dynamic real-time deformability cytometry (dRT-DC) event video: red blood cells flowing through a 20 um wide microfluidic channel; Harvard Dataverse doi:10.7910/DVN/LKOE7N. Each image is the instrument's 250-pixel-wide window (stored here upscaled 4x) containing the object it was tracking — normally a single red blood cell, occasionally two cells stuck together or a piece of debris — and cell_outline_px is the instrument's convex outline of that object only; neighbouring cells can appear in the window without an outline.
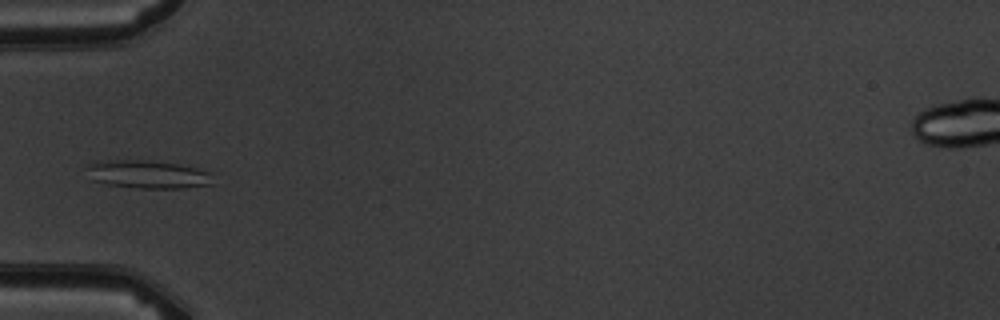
{"species": "common noctule bat (a hibernating species)", "species_latin": "Nyctalus noctula", "temperature_condition": "warm", "stored_images_in_passage": 6, "camera_frame_rate_fps": 3000, "um_per_image_px": 0.085, "animal": {"sex": "male", "body_mass_g": 19.5, "forearm_length_mm": 54.6}, "frame": {"image": 1, "passage_image": 5, "time_ms": 5.667, "image_size_px": [1000, 320], "cell_outline_px": [[216, 184], [180, 188], [140, 188], [108, 184], [92, 180], [88, 168], [88, 164], [108, 160], [144, 160], [176, 164], [196, 168], [208, 172]], "centroid_in_image_um": [12.6, 14.83], "position_along_channel_um": 72.4, "area_um2": 20.29}}
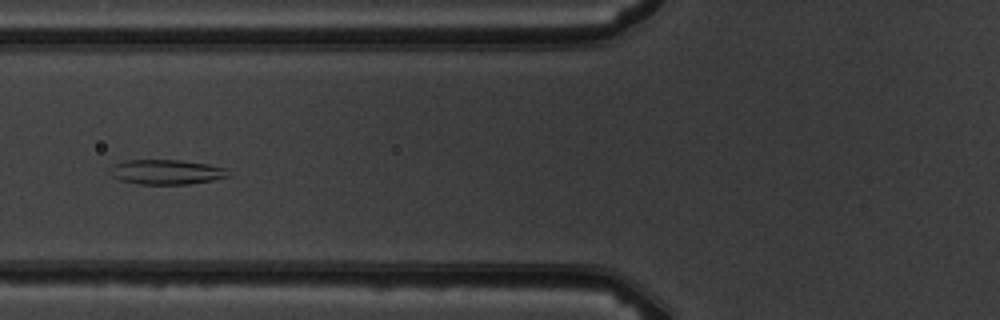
{"frame": {"image": 2, "passage_image": 6, "time_ms": 6.667, "image_size_px": [1000, 320], "cell_outline_px": [[232, 176], [212, 180], [188, 184], [136, 184], [120, 180], [112, 176], [112, 164], [124, 160], [180, 160], [208, 164], [224, 168]], "centroid_in_image_um": [14.14, 14.62], "position_along_channel_um": 111.7, "area_um2": 17.05}}